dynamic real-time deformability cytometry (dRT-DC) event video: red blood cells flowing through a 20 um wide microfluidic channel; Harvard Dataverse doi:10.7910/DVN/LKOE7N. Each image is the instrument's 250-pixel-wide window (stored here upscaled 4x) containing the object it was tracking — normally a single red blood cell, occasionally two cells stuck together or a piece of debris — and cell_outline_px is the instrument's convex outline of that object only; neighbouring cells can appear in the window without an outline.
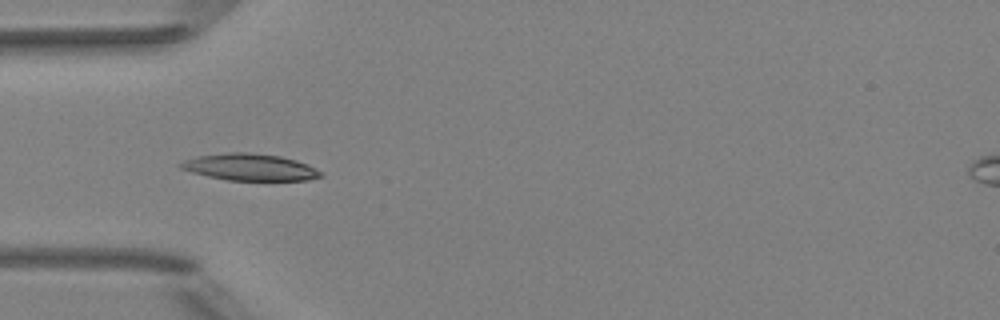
{"species": "Egyptian fruit bat (a non-hibernating species)", "species_latin": "Rousettus aegyptiacus", "temperature_condition": "room temperature", "stored_images_in_passage": 6, "camera_frame_rate_fps": 3000, "um_per_image_px": 0.085, "animal": {"sex": "female"}, "frame": {"image": 1, "passage_image": 3, "time_ms": 0.667, "image_size_px": [1000, 320], "cell_outline_px": [[324, 176], [308, 180], [228, 180], [208, 176], [192, 172], [180, 168], [176, 164], [184, 160], [196, 156], [228, 152], [248, 152], [280, 156], [296, 160], [308, 164], [324, 172]], "centroid_in_image_um": [21.26, 14.2], "position_along_channel_um": 63.7, "area_um2": 22.02}}
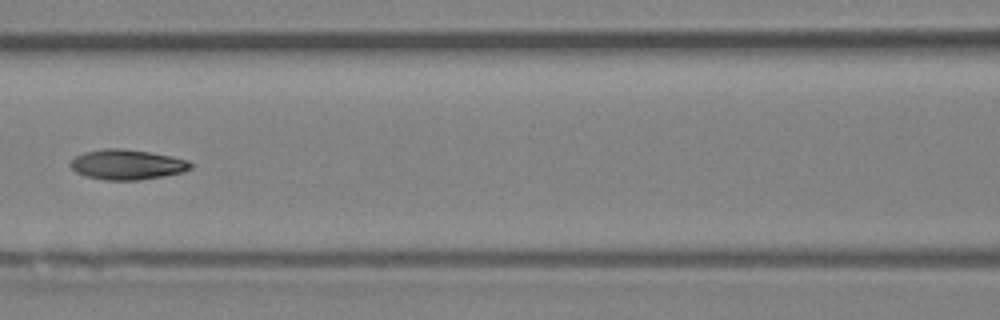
{"frame": {"image": 2, "passage_image": 5, "time_ms": 1.333, "image_size_px": [1000, 320], "cell_outline_px": [[192, 168], [184, 172], [164, 176], [140, 180], [104, 180], [88, 176], [76, 172], [68, 164], [76, 156], [84, 152], [104, 148], [120, 148], [148, 152], [172, 156], [188, 160], [192, 164]], "centroid_in_image_um": [10.82, 13.99], "position_along_channel_um": 155.8, "area_um2": 21.1}}
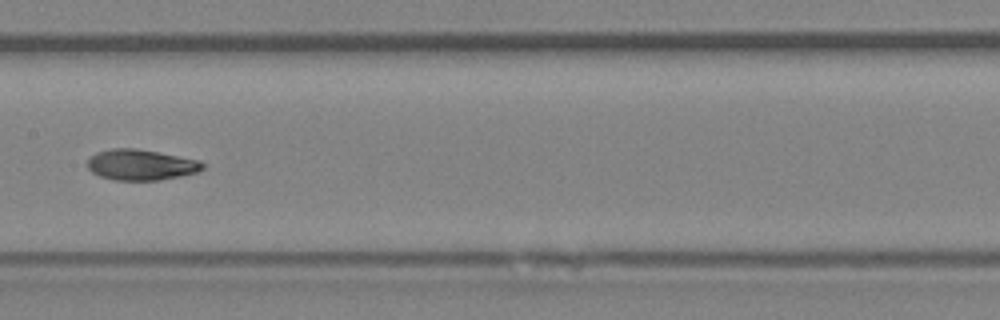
{"frame": {"image": 3, "passage_image": 6, "time_ms": 1.667, "image_size_px": [1000, 320], "cell_outline_px": [[204, 168], [196, 172], [180, 176], [160, 180], [112, 180], [100, 176], [92, 172], [88, 168], [88, 160], [96, 152], [112, 148], [136, 148], [196, 160], [204, 164]], "centroid_in_image_um": [11.93, 14.01], "position_along_channel_um": 195.5, "area_um2": 20.35}}